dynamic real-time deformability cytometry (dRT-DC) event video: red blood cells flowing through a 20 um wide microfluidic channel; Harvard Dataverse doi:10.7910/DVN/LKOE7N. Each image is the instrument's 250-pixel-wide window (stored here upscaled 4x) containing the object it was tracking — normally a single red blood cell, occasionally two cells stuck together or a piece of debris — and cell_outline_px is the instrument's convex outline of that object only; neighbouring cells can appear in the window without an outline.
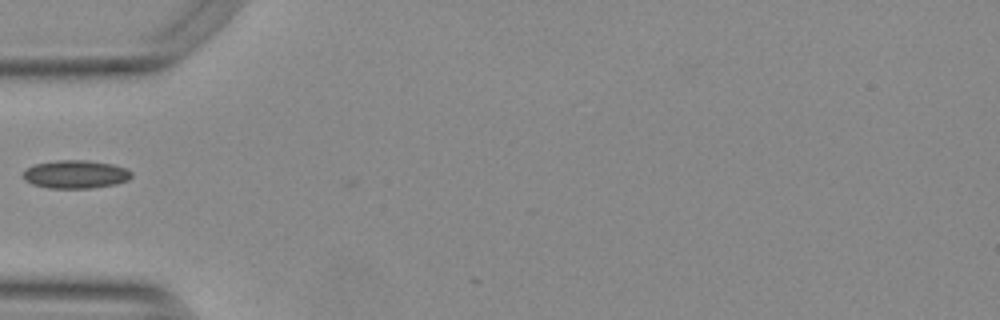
{"species": "Egyptian fruit bat (a non-hibernating species)", "species_latin": "Rousettus aegyptiacus", "temperature_condition": "warm", "stored_images_in_passage": 4, "camera_frame_rate_fps": 3000, "um_per_image_px": 0.085, "animal": {"sex": "female"}, "frame": {"image": 1, "passage_image": 2, "time_ms": 0.333, "image_size_px": [1000, 320], "cell_outline_px": [[132, 176], [128, 180], [116, 184], [88, 188], [48, 188], [32, 184], [24, 180], [24, 168], [32, 164], [56, 160], [88, 160], [112, 164], [128, 168], [132, 172]], "centroid_in_image_um": [6.41, 14.8], "position_along_channel_um": 78.6, "area_um2": 18.03}}